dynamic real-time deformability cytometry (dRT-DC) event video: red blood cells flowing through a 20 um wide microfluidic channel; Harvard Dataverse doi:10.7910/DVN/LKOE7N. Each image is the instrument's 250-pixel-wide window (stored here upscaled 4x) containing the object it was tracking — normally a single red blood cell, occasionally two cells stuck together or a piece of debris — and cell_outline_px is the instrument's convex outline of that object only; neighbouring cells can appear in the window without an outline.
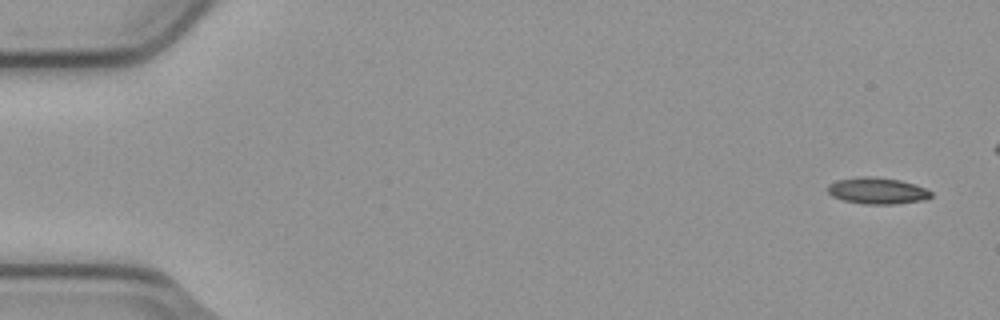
{"species": "common noctule bat (a hibernating species)", "species_latin": "Nyctalus noctula", "temperature_condition": "cold", "stored_images_in_passage": 5, "camera_frame_rate_fps": 3000, "um_per_image_px": 0.085, "animal": {"sex": "male", "body_mass_g": 23.1, "forearm_length_mm": 52.7}, "frame": {"image": 1, "passage_image": 1, "time_ms": 0.0, "image_size_px": [1000, 320], "cell_outline_px": [[932, 196], [924, 200], [892, 204], [864, 204], [844, 200], [832, 196], [828, 192], [828, 184], [836, 180], [860, 176], [872, 176], [900, 180], [916, 184], [932, 192]], "centroid_in_image_um": [74.56, 16.2], "position_along_channel_um": 10.4, "area_um2": 15.95}}